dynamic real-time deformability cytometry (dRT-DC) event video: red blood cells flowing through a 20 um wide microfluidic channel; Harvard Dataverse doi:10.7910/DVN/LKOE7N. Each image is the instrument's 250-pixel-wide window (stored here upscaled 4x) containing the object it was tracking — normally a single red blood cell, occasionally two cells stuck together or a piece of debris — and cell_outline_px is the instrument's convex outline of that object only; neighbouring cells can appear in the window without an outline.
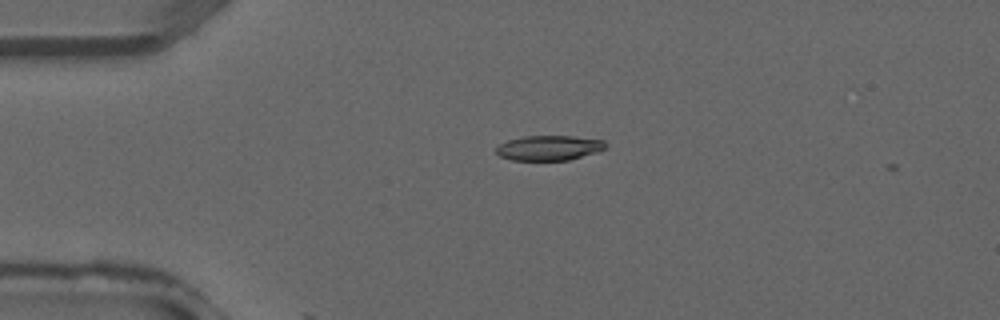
{"species": "common noctule bat (a hibernating species)", "species_latin": "Nyctalus noctula", "temperature_condition": "warm", "stored_images_in_passage": 13, "camera_frame_rate_fps": 3000, "um_per_image_px": 0.085, "animal": {"sex": "male", "forearm_length_mm": 52.5}, "frame": {"image": 1, "passage_image": 2, "time_ms": 0.333, "image_size_px": [1000, 320], "cell_outline_px": [[608, 144], [604, 148], [596, 152], [568, 160], [512, 160], [500, 156], [496, 152], [496, 148], [500, 144], [508, 140], [524, 136], [572, 136], [604, 140]], "centroid_in_image_um": [46.67, 12.56], "position_along_channel_um": 38.3, "area_um2": 15.78}}